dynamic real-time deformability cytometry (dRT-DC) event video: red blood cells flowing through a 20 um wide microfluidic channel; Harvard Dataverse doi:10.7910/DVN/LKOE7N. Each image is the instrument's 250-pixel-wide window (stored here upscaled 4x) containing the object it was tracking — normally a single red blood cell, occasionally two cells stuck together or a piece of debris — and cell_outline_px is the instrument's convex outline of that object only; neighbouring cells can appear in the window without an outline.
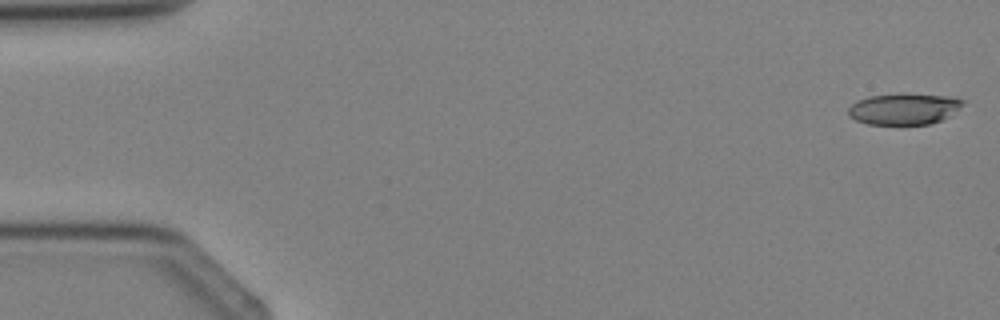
{"species": "Egyptian fruit bat (a non-hibernating species)", "species_latin": "Rousettus aegyptiacus", "temperature_condition": "cold", "stored_images_in_passage": 4, "camera_frame_rate_fps": 3000, "um_per_image_px": 0.085, "animal": {"sex": "female"}, "frame": {"image": 1, "passage_image": 1, "time_ms": 0.0, "image_size_px": [1000, 320], "cell_outline_px": [[968, 100], [960, 108], [948, 116], [940, 120], [928, 124], [868, 124], [856, 120], [848, 116], [848, 108], [856, 100], [868, 96], [948, 96]], "centroid_in_image_um": [76.82, 9.29], "position_along_channel_um": 8.2, "area_um2": 20.11}}